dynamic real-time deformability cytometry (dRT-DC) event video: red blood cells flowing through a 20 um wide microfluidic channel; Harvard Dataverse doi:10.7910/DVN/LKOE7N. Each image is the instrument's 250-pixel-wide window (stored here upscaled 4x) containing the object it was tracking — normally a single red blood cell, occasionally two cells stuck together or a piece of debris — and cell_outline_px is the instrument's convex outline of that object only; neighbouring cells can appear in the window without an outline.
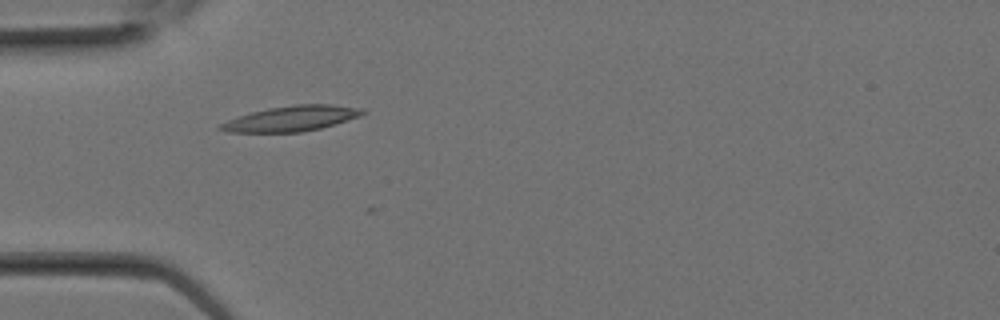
{"species": "Egyptian fruit bat (a non-hibernating species)", "species_latin": "Rousettus aegyptiacus", "temperature_condition": "room temperature", "stored_images_in_passage": 11, "camera_frame_rate_fps": 3000, "um_per_image_px": 0.085, "animal": {"sex": "female"}, "frame": {"image": 1, "passage_image": 8, "time_ms": 2.333, "image_size_px": [1000, 320], "cell_outline_px": [[368, 112], [360, 116], [320, 128], [300, 132], [228, 132], [216, 128], [220, 124], [228, 120], [252, 112], [268, 108], [296, 104], [328, 104], [364, 108]], "centroid_in_image_um": [24.8, 10.07], "position_along_channel_um": 60.2, "area_um2": 20.81}}
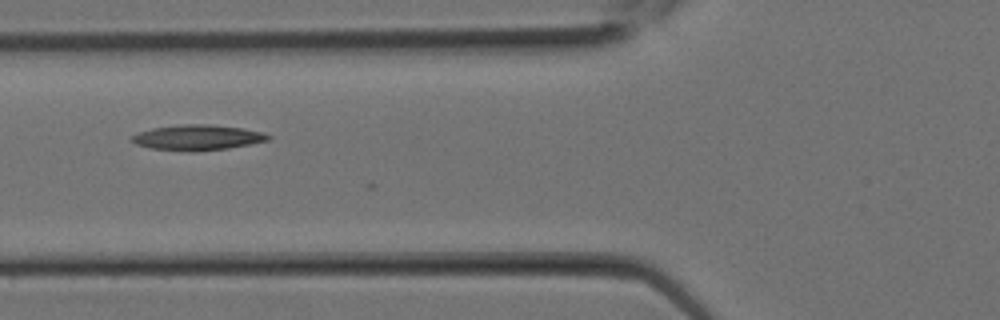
{"frame": {"image": 2, "passage_image": 10, "time_ms": 3.0, "image_size_px": [1000, 320], "cell_outline_px": [[272, 136], [268, 140], [228, 148], [192, 152], [188, 152], [148, 148], [136, 144], [128, 140], [128, 136], [152, 128], [180, 124], [212, 124], [244, 128], [264, 132]], "centroid_in_image_um": [16.73, 11.68], "position_along_channel_um": 109.1, "area_um2": 20.52}}